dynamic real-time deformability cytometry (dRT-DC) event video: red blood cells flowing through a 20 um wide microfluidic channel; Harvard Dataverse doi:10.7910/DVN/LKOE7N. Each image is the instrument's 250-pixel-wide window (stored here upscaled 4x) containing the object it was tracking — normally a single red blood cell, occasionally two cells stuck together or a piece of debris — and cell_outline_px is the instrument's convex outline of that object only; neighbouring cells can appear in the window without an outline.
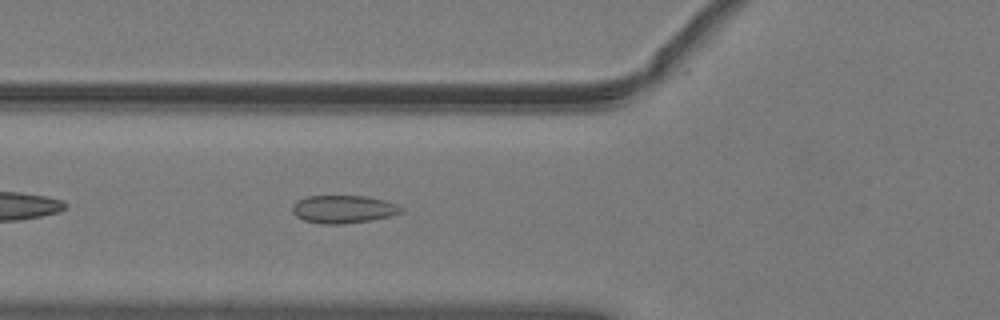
{"species": "common noctule bat (a hibernating species)", "species_latin": "Nyctalus noctula", "temperature_condition": "warm", "stored_images_in_passage": 37, "camera_frame_rate_fps": 3000, "um_per_image_px": 0.085, "animal": {"sex": "male", "body_mass_g": 19.2, "forearm_length_mm": 51.8}, "frame": {"image": 1, "passage_image": 5, "time_ms": 1.333, "image_size_px": [1000, 320], "cell_outline_px": [[404, 208], [400, 212], [388, 216], [372, 220], [344, 224], [324, 224], [304, 220], [296, 216], [292, 212], [292, 204], [296, 200], [308, 196], [364, 196], [384, 200], [396, 204]], "centroid_in_image_um": [29.14, 17.78], "position_along_channel_um": 96.7, "area_um2": 17.63}}
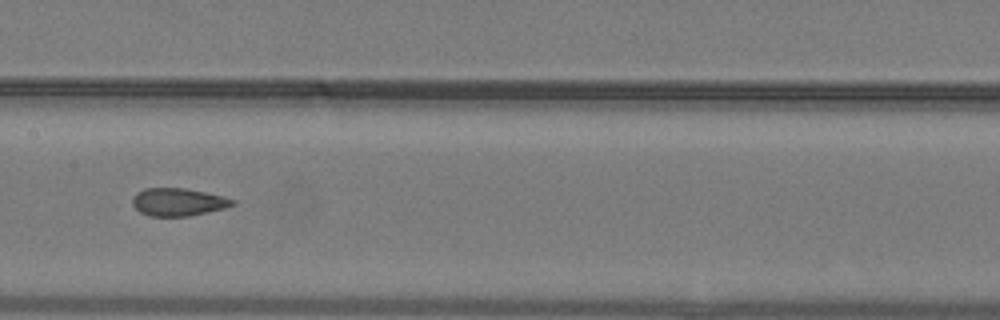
{"frame": {"image": 2, "passage_image": 12, "time_ms": 3.667, "image_size_px": [1000, 320], "cell_outline_px": [[236, 204], [224, 208], [188, 216], [148, 216], [140, 212], [132, 204], [132, 196], [136, 192], [144, 188], [184, 188], [204, 192], [236, 200]], "centroid_in_image_um": [15.09, 17.17], "position_along_channel_um": 192.3, "area_um2": 16.13}}
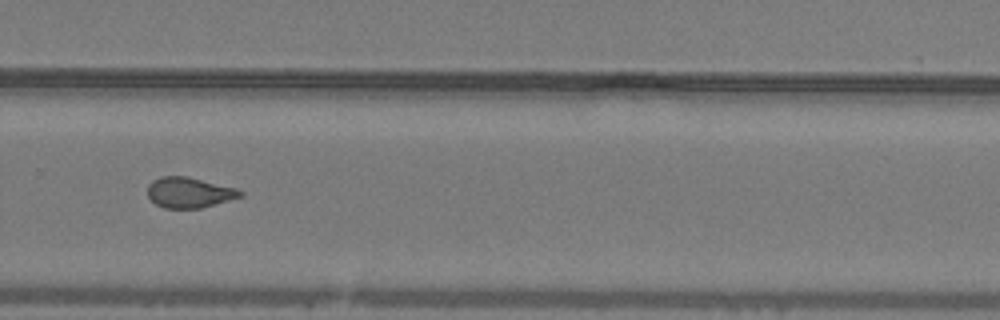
{"frame": {"image": 3, "passage_image": 21, "time_ms": 6.667, "image_size_px": [1000, 320], "cell_outline_px": [[244, 196], [200, 208], [164, 208], [156, 204], [148, 196], [148, 184], [152, 180], [160, 176], [188, 176], [236, 188], [244, 192]], "centroid_in_image_um": [16.09, 16.35], "position_along_channel_um": 313.7, "area_um2": 16.53}}